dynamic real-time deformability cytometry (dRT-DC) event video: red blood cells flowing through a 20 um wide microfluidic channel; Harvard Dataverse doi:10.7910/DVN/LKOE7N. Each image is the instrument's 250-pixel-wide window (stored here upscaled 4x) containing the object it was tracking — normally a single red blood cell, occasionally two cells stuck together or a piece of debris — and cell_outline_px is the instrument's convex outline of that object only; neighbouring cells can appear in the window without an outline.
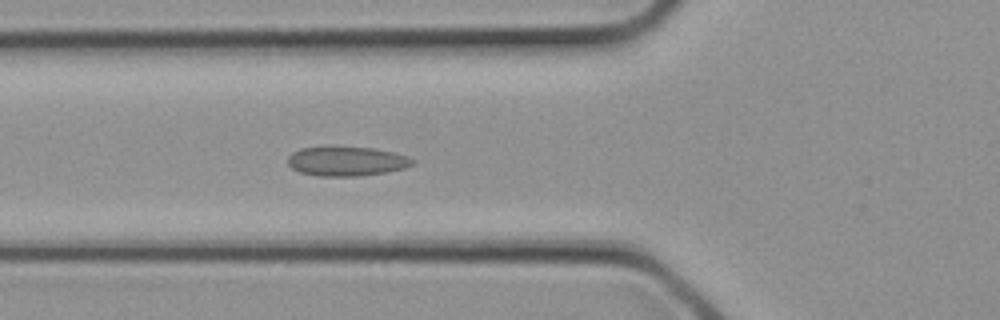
{"species": "common noctule bat (a hibernating species)", "species_latin": "Nyctalus noctula", "temperature_condition": "cold", "stored_images_in_passage": 12, "camera_frame_rate_fps": 3000, "um_per_image_px": 0.085, "animal": {"sex": "female", "body_mass_g": 21.9}, "frame": {"image": 1, "passage_image": 10, "time_ms": 3.0, "image_size_px": [1000, 320], "cell_outline_px": [[416, 160], [412, 164], [404, 168], [388, 172], [360, 176], [320, 176], [300, 172], [292, 168], [288, 164], [288, 156], [292, 152], [300, 148], [372, 148], [392, 152], [408, 156]], "centroid_in_image_um": [29.48, 13.73], "position_along_channel_um": 96.3, "area_um2": 21.04}}
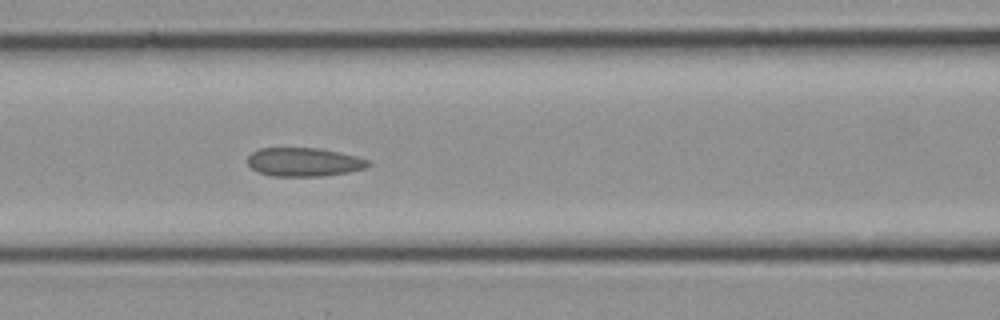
{"frame": {"image": 2, "passage_image": 12, "time_ms": 3.667, "image_size_px": [1000, 320], "cell_outline_px": [[372, 164], [364, 168], [348, 172], [320, 176], [272, 176], [256, 172], [248, 164], [248, 156], [252, 152], [260, 148], [320, 148], [340, 152], [372, 160]], "centroid_in_image_um": [25.85, 13.77], "position_along_channel_um": 140.7, "area_um2": 20.29}}